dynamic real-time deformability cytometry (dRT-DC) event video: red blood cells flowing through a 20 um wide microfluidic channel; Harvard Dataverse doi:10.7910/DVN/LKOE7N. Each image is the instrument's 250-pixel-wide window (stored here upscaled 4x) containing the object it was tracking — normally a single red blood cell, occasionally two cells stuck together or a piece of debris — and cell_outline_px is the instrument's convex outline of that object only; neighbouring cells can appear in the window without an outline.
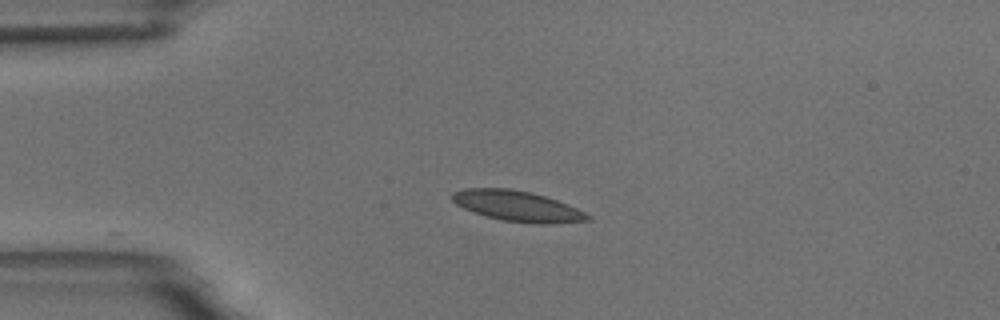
{"species": "common noctule bat (a hibernating species)", "species_latin": "Nyctalus noctula", "temperature_condition": "room temperature", "stored_images_in_passage": 9, "camera_frame_rate_fps": 3000, "um_per_image_px": 0.085, "animal": {"sex": "male", "body_mass_g": 18.8}, "frame": {"image": 1, "passage_image": 1, "time_ms": 0.0, "image_size_px": [1000, 320], "cell_outline_px": [[592, 220], [552, 224], [532, 224], [504, 220], [472, 212], [456, 204], [452, 200], [452, 192], [464, 188], [512, 188], [532, 192], [568, 204], [592, 216]], "centroid_in_image_um": [44.0, 17.51], "position_along_channel_um": 41.0, "area_um2": 24.22}}
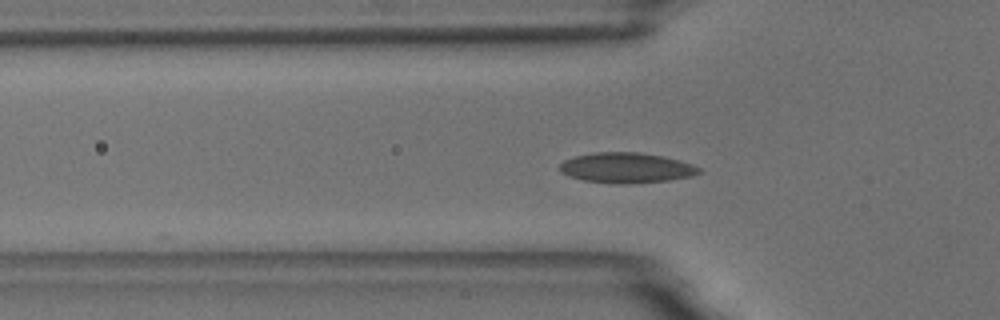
{"frame": {"image": 2, "passage_image": 6, "time_ms": 1.667, "image_size_px": [1000, 320], "cell_outline_px": [[700, 172], [692, 176], [668, 180], [628, 184], [612, 184], [584, 180], [568, 176], [560, 172], [560, 164], [564, 160], [576, 156], [596, 152], [640, 152], [664, 156], [680, 160], [692, 164], [700, 168]], "centroid_in_image_um": [53.24, 14.26], "position_along_channel_um": 72.6, "area_um2": 24.68}}